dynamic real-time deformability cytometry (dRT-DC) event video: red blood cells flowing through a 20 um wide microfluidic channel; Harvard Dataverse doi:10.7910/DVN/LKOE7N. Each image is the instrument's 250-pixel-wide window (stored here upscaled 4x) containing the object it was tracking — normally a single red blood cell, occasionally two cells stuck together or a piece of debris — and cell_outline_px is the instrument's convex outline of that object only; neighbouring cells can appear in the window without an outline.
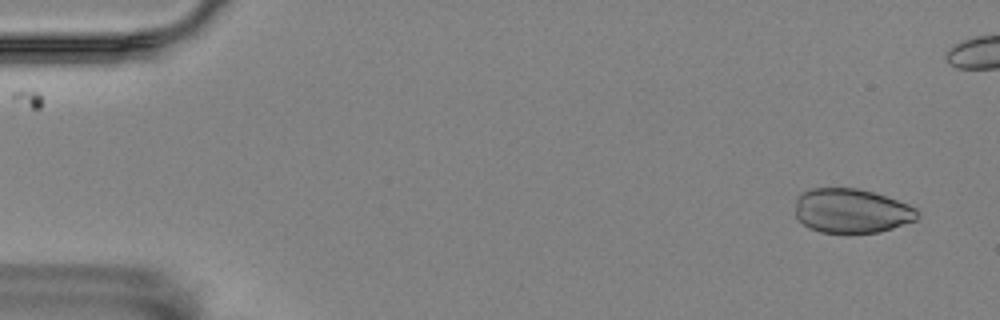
{"species": "Egyptian fruit bat (a non-hibernating species)", "species_latin": "Rousettus aegyptiacus", "temperature_condition": "room temperature", "stored_images_in_passage": 4, "camera_frame_rate_fps": 3000, "um_per_image_px": 0.085, "animal": {"sex": "female"}, "frame": {"image": 1, "passage_image": 4, "time_ms": 1.0, "image_size_px": [1000, 320], "cell_outline_px": [[920, 216], [916, 220], [880, 232], [820, 232], [808, 228], [796, 216], [796, 196], [800, 192], [812, 188], [856, 188], [872, 192], [908, 204], [916, 208], [920, 212]], "centroid_in_image_um": [72.37, 17.91], "position_along_channel_um": 12.6, "area_um2": 31.56}}